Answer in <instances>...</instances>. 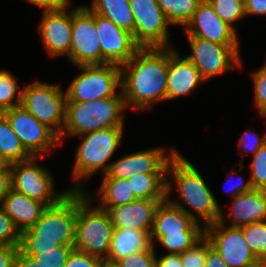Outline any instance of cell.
I'll return each instance as SVG.
<instances>
[{"mask_svg":"<svg viewBox=\"0 0 266 267\" xmlns=\"http://www.w3.org/2000/svg\"><path fill=\"white\" fill-rule=\"evenodd\" d=\"M155 267H183L181 254H165L158 258L156 255Z\"/></svg>","mask_w":266,"mask_h":267,"instance_id":"cell-49","label":"cell"},{"mask_svg":"<svg viewBox=\"0 0 266 267\" xmlns=\"http://www.w3.org/2000/svg\"><path fill=\"white\" fill-rule=\"evenodd\" d=\"M28 3L40 7L43 11L65 10L70 5V0H26Z\"/></svg>","mask_w":266,"mask_h":267,"instance_id":"cell-45","label":"cell"},{"mask_svg":"<svg viewBox=\"0 0 266 267\" xmlns=\"http://www.w3.org/2000/svg\"><path fill=\"white\" fill-rule=\"evenodd\" d=\"M19 247L0 245V267H14Z\"/></svg>","mask_w":266,"mask_h":267,"instance_id":"cell-46","label":"cell"},{"mask_svg":"<svg viewBox=\"0 0 266 267\" xmlns=\"http://www.w3.org/2000/svg\"><path fill=\"white\" fill-rule=\"evenodd\" d=\"M77 219V191H69L56 205L48 207L40 219L21 233V240L56 241L74 245Z\"/></svg>","mask_w":266,"mask_h":267,"instance_id":"cell-6","label":"cell"},{"mask_svg":"<svg viewBox=\"0 0 266 267\" xmlns=\"http://www.w3.org/2000/svg\"><path fill=\"white\" fill-rule=\"evenodd\" d=\"M66 91L57 84L35 81L22 88L21 106L59 138L66 121Z\"/></svg>","mask_w":266,"mask_h":267,"instance_id":"cell-7","label":"cell"},{"mask_svg":"<svg viewBox=\"0 0 266 267\" xmlns=\"http://www.w3.org/2000/svg\"><path fill=\"white\" fill-rule=\"evenodd\" d=\"M205 81L186 56L183 58L174 47H168L166 101L190 94Z\"/></svg>","mask_w":266,"mask_h":267,"instance_id":"cell-18","label":"cell"},{"mask_svg":"<svg viewBox=\"0 0 266 267\" xmlns=\"http://www.w3.org/2000/svg\"><path fill=\"white\" fill-rule=\"evenodd\" d=\"M227 216L221 212L219 221L226 223L231 219L229 227H244L251 223L266 220V190L253 189L233 198Z\"/></svg>","mask_w":266,"mask_h":267,"instance_id":"cell-21","label":"cell"},{"mask_svg":"<svg viewBox=\"0 0 266 267\" xmlns=\"http://www.w3.org/2000/svg\"><path fill=\"white\" fill-rule=\"evenodd\" d=\"M17 83L13 74L7 70H0V111L2 113L21 105L22 89H19Z\"/></svg>","mask_w":266,"mask_h":267,"instance_id":"cell-31","label":"cell"},{"mask_svg":"<svg viewBox=\"0 0 266 267\" xmlns=\"http://www.w3.org/2000/svg\"><path fill=\"white\" fill-rule=\"evenodd\" d=\"M73 250V245H59L55 250L40 251L31 257L42 267H64Z\"/></svg>","mask_w":266,"mask_h":267,"instance_id":"cell-34","label":"cell"},{"mask_svg":"<svg viewBox=\"0 0 266 267\" xmlns=\"http://www.w3.org/2000/svg\"><path fill=\"white\" fill-rule=\"evenodd\" d=\"M166 150L162 147H153L132 154L130 153L132 174L167 173L168 163L177 150L172 148L169 153Z\"/></svg>","mask_w":266,"mask_h":267,"instance_id":"cell-25","label":"cell"},{"mask_svg":"<svg viewBox=\"0 0 266 267\" xmlns=\"http://www.w3.org/2000/svg\"><path fill=\"white\" fill-rule=\"evenodd\" d=\"M250 168L253 189L266 190V144L253 155Z\"/></svg>","mask_w":266,"mask_h":267,"instance_id":"cell-35","label":"cell"},{"mask_svg":"<svg viewBox=\"0 0 266 267\" xmlns=\"http://www.w3.org/2000/svg\"><path fill=\"white\" fill-rule=\"evenodd\" d=\"M12 189V175L10 164H0V206L3 198Z\"/></svg>","mask_w":266,"mask_h":267,"instance_id":"cell-44","label":"cell"},{"mask_svg":"<svg viewBox=\"0 0 266 267\" xmlns=\"http://www.w3.org/2000/svg\"><path fill=\"white\" fill-rule=\"evenodd\" d=\"M91 3V7L86 6L90 11L111 20L134 38L135 21L129 0H93Z\"/></svg>","mask_w":266,"mask_h":267,"instance_id":"cell-26","label":"cell"},{"mask_svg":"<svg viewBox=\"0 0 266 267\" xmlns=\"http://www.w3.org/2000/svg\"><path fill=\"white\" fill-rule=\"evenodd\" d=\"M216 14L235 30L234 22L245 18V0H208Z\"/></svg>","mask_w":266,"mask_h":267,"instance_id":"cell-33","label":"cell"},{"mask_svg":"<svg viewBox=\"0 0 266 267\" xmlns=\"http://www.w3.org/2000/svg\"><path fill=\"white\" fill-rule=\"evenodd\" d=\"M266 144V132L260 136L259 134L257 135L255 132L252 130H245V133H243L239 140H238V148H239V153L240 149L243 148L245 154H250L254 155L262 146Z\"/></svg>","mask_w":266,"mask_h":267,"instance_id":"cell-40","label":"cell"},{"mask_svg":"<svg viewBox=\"0 0 266 267\" xmlns=\"http://www.w3.org/2000/svg\"><path fill=\"white\" fill-rule=\"evenodd\" d=\"M171 25L186 26L202 0H156Z\"/></svg>","mask_w":266,"mask_h":267,"instance_id":"cell-29","label":"cell"},{"mask_svg":"<svg viewBox=\"0 0 266 267\" xmlns=\"http://www.w3.org/2000/svg\"><path fill=\"white\" fill-rule=\"evenodd\" d=\"M38 158L44 157H32L26 161L10 164L12 189L51 207L65 197L70 190L55 193L53 176L45 167L37 164Z\"/></svg>","mask_w":266,"mask_h":267,"instance_id":"cell-9","label":"cell"},{"mask_svg":"<svg viewBox=\"0 0 266 267\" xmlns=\"http://www.w3.org/2000/svg\"><path fill=\"white\" fill-rule=\"evenodd\" d=\"M172 183L177 188L180 202L170 199ZM208 186L195 165L177 151L167 166V199L196 221L200 222L199 219H201L204 227L217 222L222 212V208ZM184 203L195 213L188 210Z\"/></svg>","mask_w":266,"mask_h":267,"instance_id":"cell-2","label":"cell"},{"mask_svg":"<svg viewBox=\"0 0 266 267\" xmlns=\"http://www.w3.org/2000/svg\"><path fill=\"white\" fill-rule=\"evenodd\" d=\"M210 244L204 235L192 247L181 253L183 267H204L206 261V248Z\"/></svg>","mask_w":266,"mask_h":267,"instance_id":"cell-36","label":"cell"},{"mask_svg":"<svg viewBox=\"0 0 266 267\" xmlns=\"http://www.w3.org/2000/svg\"><path fill=\"white\" fill-rule=\"evenodd\" d=\"M124 127H111L81 135L77 146L72 172L73 180L79 181L70 191H85L82 180H87L98 170L106 174L114 153L122 141Z\"/></svg>","mask_w":266,"mask_h":267,"instance_id":"cell-5","label":"cell"},{"mask_svg":"<svg viewBox=\"0 0 266 267\" xmlns=\"http://www.w3.org/2000/svg\"><path fill=\"white\" fill-rule=\"evenodd\" d=\"M244 267H266V259H257Z\"/></svg>","mask_w":266,"mask_h":267,"instance_id":"cell-53","label":"cell"},{"mask_svg":"<svg viewBox=\"0 0 266 267\" xmlns=\"http://www.w3.org/2000/svg\"><path fill=\"white\" fill-rule=\"evenodd\" d=\"M153 247L151 231L114 228L110 249L105 259L121 260L135 252H145Z\"/></svg>","mask_w":266,"mask_h":267,"instance_id":"cell-23","label":"cell"},{"mask_svg":"<svg viewBox=\"0 0 266 267\" xmlns=\"http://www.w3.org/2000/svg\"><path fill=\"white\" fill-rule=\"evenodd\" d=\"M99 267H120V266L115 261H111L108 259H102Z\"/></svg>","mask_w":266,"mask_h":267,"instance_id":"cell-52","label":"cell"},{"mask_svg":"<svg viewBox=\"0 0 266 267\" xmlns=\"http://www.w3.org/2000/svg\"><path fill=\"white\" fill-rule=\"evenodd\" d=\"M58 246L56 241L21 240L19 249L28 256H35L40 254V251L55 250Z\"/></svg>","mask_w":266,"mask_h":267,"instance_id":"cell-41","label":"cell"},{"mask_svg":"<svg viewBox=\"0 0 266 267\" xmlns=\"http://www.w3.org/2000/svg\"><path fill=\"white\" fill-rule=\"evenodd\" d=\"M245 13L266 16V0H245Z\"/></svg>","mask_w":266,"mask_h":267,"instance_id":"cell-48","label":"cell"},{"mask_svg":"<svg viewBox=\"0 0 266 267\" xmlns=\"http://www.w3.org/2000/svg\"><path fill=\"white\" fill-rule=\"evenodd\" d=\"M22 233L30 229L48 208L45 204L11 189L0 206Z\"/></svg>","mask_w":266,"mask_h":267,"instance_id":"cell-22","label":"cell"},{"mask_svg":"<svg viewBox=\"0 0 266 267\" xmlns=\"http://www.w3.org/2000/svg\"><path fill=\"white\" fill-rule=\"evenodd\" d=\"M95 26L101 46L102 64L121 67L141 48L130 32L101 15L95 14Z\"/></svg>","mask_w":266,"mask_h":267,"instance_id":"cell-15","label":"cell"},{"mask_svg":"<svg viewBox=\"0 0 266 267\" xmlns=\"http://www.w3.org/2000/svg\"><path fill=\"white\" fill-rule=\"evenodd\" d=\"M69 61L75 66L102 65L95 13L85 5L72 10V38Z\"/></svg>","mask_w":266,"mask_h":267,"instance_id":"cell-12","label":"cell"},{"mask_svg":"<svg viewBox=\"0 0 266 267\" xmlns=\"http://www.w3.org/2000/svg\"><path fill=\"white\" fill-rule=\"evenodd\" d=\"M205 236L229 267H244L258 259L248 247L242 227H229L218 220L205 226Z\"/></svg>","mask_w":266,"mask_h":267,"instance_id":"cell-14","label":"cell"},{"mask_svg":"<svg viewBox=\"0 0 266 267\" xmlns=\"http://www.w3.org/2000/svg\"><path fill=\"white\" fill-rule=\"evenodd\" d=\"M107 175L112 178L129 179L133 174L130 167V154L121 156L119 159L110 162Z\"/></svg>","mask_w":266,"mask_h":267,"instance_id":"cell-43","label":"cell"},{"mask_svg":"<svg viewBox=\"0 0 266 267\" xmlns=\"http://www.w3.org/2000/svg\"><path fill=\"white\" fill-rule=\"evenodd\" d=\"M38 26L44 48L51 57L66 55L69 60L72 38V10L43 11Z\"/></svg>","mask_w":266,"mask_h":267,"instance_id":"cell-17","label":"cell"},{"mask_svg":"<svg viewBox=\"0 0 266 267\" xmlns=\"http://www.w3.org/2000/svg\"><path fill=\"white\" fill-rule=\"evenodd\" d=\"M254 87V104L260 114L266 109V62L260 69L252 73Z\"/></svg>","mask_w":266,"mask_h":267,"instance_id":"cell-38","label":"cell"},{"mask_svg":"<svg viewBox=\"0 0 266 267\" xmlns=\"http://www.w3.org/2000/svg\"><path fill=\"white\" fill-rule=\"evenodd\" d=\"M120 70L119 91L127 108L148 110L166 101L168 47L140 48Z\"/></svg>","mask_w":266,"mask_h":267,"instance_id":"cell-1","label":"cell"},{"mask_svg":"<svg viewBox=\"0 0 266 267\" xmlns=\"http://www.w3.org/2000/svg\"><path fill=\"white\" fill-rule=\"evenodd\" d=\"M134 16V40L141 48L173 47L169 43L171 23L156 0H129Z\"/></svg>","mask_w":266,"mask_h":267,"instance_id":"cell-11","label":"cell"},{"mask_svg":"<svg viewBox=\"0 0 266 267\" xmlns=\"http://www.w3.org/2000/svg\"><path fill=\"white\" fill-rule=\"evenodd\" d=\"M247 180L248 181H246L243 177H241L240 180L235 182V184H233L231 188H229V190L226 191L228 194L230 192V196L232 197V199L239 194L247 193L253 190L250 178H248ZM228 181L229 179L226 180L225 182Z\"/></svg>","mask_w":266,"mask_h":267,"instance_id":"cell-50","label":"cell"},{"mask_svg":"<svg viewBox=\"0 0 266 267\" xmlns=\"http://www.w3.org/2000/svg\"><path fill=\"white\" fill-rule=\"evenodd\" d=\"M184 30L186 36L202 38L221 45H239L236 30L220 19L208 0L199 3Z\"/></svg>","mask_w":266,"mask_h":267,"instance_id":"cell-16","label":"cell"},{"mask_svg":"<svg viewBox=\"0 0 266 267\" xmlns=\"http://www.w3.org/2000/svg\"><path fill=\"white\" fill-rule=\"evenodd\" d=\"M102 180L95 195V197L100 195L98 204L100 208L108 211L110 208L137 200L127 179L112 178L104 174Z\"/></svg>","mask_w":266,"mask_h":267,"instance_id":"cell-24","label":"cell"},{"mask_svg":"<svg viewBox=\"0 0 266 267\" xmlns=\"http://www.w3.org/2000/svg\"><path fill=\"white\" fill-rule=\"evenodd\" d=\"M93 194L77 191V219L74 250L105 259L110 249L114 231L107 210L96 206ZM92 202V203H91Z\"/></svg>","mask_w":266,"mask_h":267,"instance_id":"cell-4","label":"cell"},{"mask_svg":"<svg viewBox=\"0 0 266 267\" xmlns=\"http://www.w3.org/2000/svg\"><path fill=\"white\" fill-rule=\"evenodd\" d=\"M164 200L137 199L131 203L110 208L114 228L152 231L154 216L160 202Z\"/></svg>","mask_w":266,"mask_h":267,"instance_id":"cell-19","label":"cell"},{"mask_svg":"<svg viewBox=\"0 0 266 267\" xmlns=\"http://www.w3.org/2000/svg\"><path fill=\"white\" fill-rule=\"evenodd\" d=\"M102 258L73 250L64 267H99Z\"/></svg>","mask_w":266,"mask_h":267,"instance_id":"cell-42","label":"cell"},{"mask_svg":"<svg viewBox=\"0 0 266 267\" xmlns=\"http://www.w3.org/2000/svg\"><path fill=\"white\" fill-rule=\"evenodd\" d=\"M153 247L151 250L145 252H135L127 257L118 260L120 267H155L156 252Z\"/></svg>","mask_w":266,"mask_h":267,"instance_id":"cell-39","label":"cell"},{"mask_svg":"<svg viewBox=\"0 0 266 267\" xmlns=\"http://www.w3.org/2000/svg\"><path fill=\"white\" fill-rule=\"evenodd\" d=\"M243 236L258 259H266V220L242 227Z\"/></svg>","mask_w":266,"mask_h":267,"instance_id":"cell-32","label":"cell"},{"mask_svg":"<svg viewBox=\"0 0 266 267\" xmlns=\"http://www.w3.org/2000/svg\"><path fill=\"white\" fill-rule=\"evenodd\" d=\"M126 104L123 96H114L88 102L67 101L66 121L60 137L81 136L96 130L124 127Z\"/></svg>","mask_w":266,"mask_h":267,"instance_id":"cell-3","label":"cell"},{"mask_svg":"<svg viewBox=\"0 0 266 267\" xmlns=\"http://www.w3.org/2000/svg\"><path fill=\"white\" fill-rule=\"evenodd\" d=\"M204 267H229L219 253L209 244L206 248V261Z\"/></svg>","mask_w":266,"mask_h":267,"instance_id":"cell-47","label":"cell"},{"mask_svg":"<svg viewBox=\"0 0 266 267\" xmlns=\"http://www.w3.org/2000/svg\"><path fill=\"white\" fill-rule=\"evenodd\" d=\"M33 156L25 149L19 137L7 118L0 116V162L1 164H13L26 161Z\"/></svg>","mask_w":266,"mask_h":267,"instance_id":"cell-28","label":"cell"},{"mask_svg":"<svg viewBox=\"0 0 266 267\" xmlns=\"http://www.w3.org/2000/svg\"><path fill=\"white\" fill-rule=\"evenodd\" d=\"M80 74L75 77L66 91L67 101L88 102L96 99L122 96L121 70L115 64L76 66Z\"/></svg>","mask_w":266,"mask_h":267,"instance_id":"cell-8","label":"cell"},{"mask_svg":"<svg viewBox=\"0 0 266 267\" xmlns=\"http://www.w3.org/2000/svg\"><path fill=\"white\" fill-rule=\"evenodd\" d=\"M14 267H42L37 261L26 254H24L20 249L17 252L15 258V266Z\"/></svg>","mask_w":266,"mask_h":267,"instance_id":"cell-51","label":"cell"},{"mask_svg":"<svg viewBox=\"0 0 266 267\" xmlns=\"http://www.w3.org/2000/svg\"><path fill=\"white\" fill-rule=\"evenodd\" d=\"M261 117L266 118V109L259 114ZM266 121V120H265Z\"/></svg>","mask_w":266,"mask_h":267,"instance_id":"cell-54","label":"cell"},{"mask_svg":"<svg viewBox=\"0 0 266 267\" xmlns=\"http://www.w3.org/2000/svg\"><path fill=\"white\" fill-rule=\"evenodd\" d=\"M205 233H167L165 236H151L154 246L160 243L168 254H181L198 242Z\"/></svg>","mask_w":266,"mask_h":267,"instance_id":"cell-30","label":"cell"},{"mask_svg":"<svg viewBox=\"0 0 266 267\" xmlns=\"http://www.w3.org/2000/svg\"><path fill=\"white\" fill-rule=\"evenodd\" d=\"M199 223L166 198L156 209L151 236H165L167 233H205L204 225Z\"/></svg>","mask_w":266,"mask_h":267,"instance_id":"cell-20","label":"cell"},{"mask_svg":"<svg viewBox=\"0 0 266 267\" xmlns=\"http://www.w3.org/2000/svg\"><path fill=\"white\" fill-rule=\"evenodd\" d=\"M21 232L13 220L0 207V245L19 247Z\"/></svg>","mask_w":266,"mask_h":267,"instance_id":"cell-37","label":"cell"},{"mask_svg":"<svg viewBox=\"0 0 266 267\" xmlns=\"http://www.w3.org/2000/svg\"><path fill=\"white\" fill-rule=\"evenodd\" d=\"M9 121L11 128L19 137L25 149L33 157H45L52 148L58 146L59 136L47 125L37 120L30 112L21 105L3 112Z\"/></svg>","mask_w":266,"mask_h":267,"instance_id":"cell-13","label":"cell"},{"mask_svg":"<svg viewBox=\"0 0 266 267\" xmlns=\"http://www.w3.org/2000/svg\"><path fill=\"white\" fill-rule=\"evenodd\" d=\"M191 54L186 57L207 81L241 65L239 45H221L187 36Z\"/></svg>","mask_w":266,"mask_h":267,"instance_id":"cell-10","label":"cell"},{"mask_svg":"<svg viewBox=\"0 0 266 267\" xmlns=\"http://www.w3.org/2000/svg\"><path fill=\"white\" fill-rule=\"evenodd\" d=\"M127 180L137 199L165 200L167 198V173L133 174Z\"/></svg>","mask_w":266,"mask_h":267,"instance_id":"cell-27","label":"cell"}]
</instances>
